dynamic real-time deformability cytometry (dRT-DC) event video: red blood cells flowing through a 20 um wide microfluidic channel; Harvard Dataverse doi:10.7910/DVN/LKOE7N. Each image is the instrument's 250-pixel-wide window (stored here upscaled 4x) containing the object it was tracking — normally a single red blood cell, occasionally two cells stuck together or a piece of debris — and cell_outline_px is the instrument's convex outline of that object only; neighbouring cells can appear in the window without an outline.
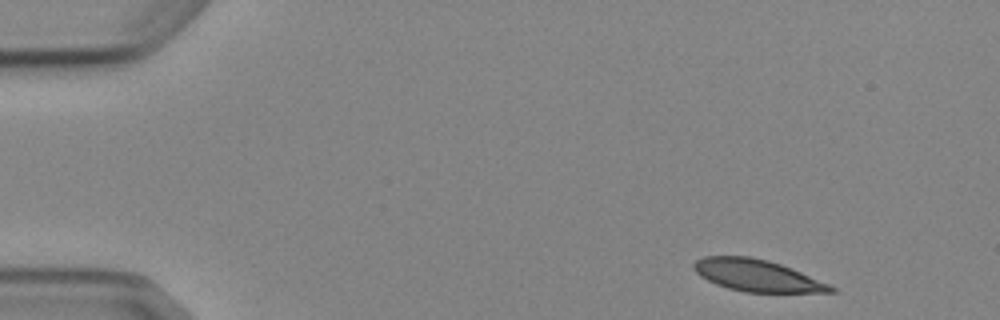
{"species": "Egyptian fruit bat (a non-hibernating species)", "species_latin": "Rousettus aegyptiacus", "temperature_condition": "cold", "stored_images_in_passage": 3, "camera_frame_rate_fps": 3000, "um_per_image_px": 0.085, "animal": {"sex": "female"}, "frame": {"image": 1, "passage_image": 1, "time_ms": 0.0, "image_size_px": [1000, 320], "cell_outline_px": [[840, 292], [744, 292], [728, 288], [716, 284], [700, 276], [692, 268], [692, 264], [696, 260], [704, 256], [748, 256], [768, 260], [792, 268], [828, 284], [836, 288]], "centroid_in_image_um": [64.33, 23.41], "position_along_channel_um": 20.7, "area_um2": 25.32}}
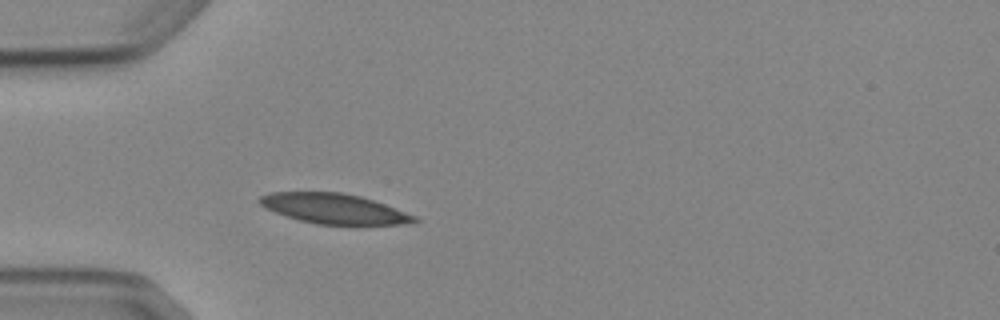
{"frame": {"image": 2, "passage_image": 3, "time_ms": 3.333, "image_size_px": [1000, 320], "cell_outline_px": [[420, 220], [416, 224], [352, 228], [316, 224], [300, 220], [264, 208], [256, 200], [260, 196], [272, 192], [340, 192], [360, 196], [384, 204], [416, 216]], "centroid_in_image_um": [28.52, 17.81], "position_along_channel_um": 56.5, "area_um2": 28.38}}